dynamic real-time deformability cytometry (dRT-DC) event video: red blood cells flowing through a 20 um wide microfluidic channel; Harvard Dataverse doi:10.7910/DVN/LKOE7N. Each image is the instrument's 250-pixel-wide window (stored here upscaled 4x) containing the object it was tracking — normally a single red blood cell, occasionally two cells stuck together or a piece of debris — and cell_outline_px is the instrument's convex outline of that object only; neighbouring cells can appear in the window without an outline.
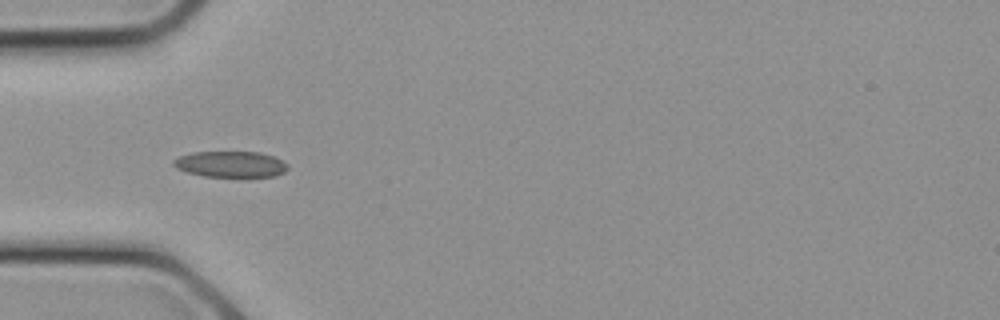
{"species": "common noctule bat (a hibernating species)", "species_latin": "Nyctalus noctula", "temperature_condition": "cold", "stored_images_in_passage": 13, "camera_frame_rate_fps": 3000, "um_per_image_px": 0.085, "animal": {"sex": "female", "body_mass_g": 21.9}, "frame": {"image": 1, "passage_image": 7, "time_ms": 2.0, "image_size_px": [1000, 320], "cell_outline_px": [[288, 168], [284, 172], [276, 176], [204, 176], [188, 172], [176, 168], [172, 164], [172, 160], [180, 156], [192, 152], [260, 152], [272, 156], [288, 164]], "centroid_in_image_um": [19.59, 13.95], "position_along_channel_um": 65.4, "area_um2": 17.17}}
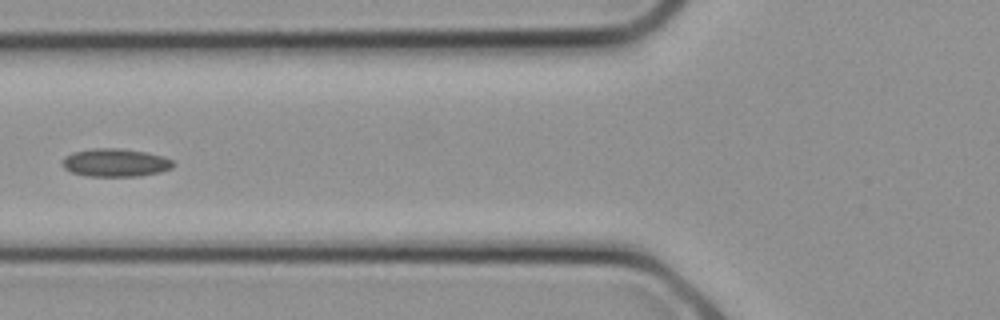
{"frame": {"image": 2, "passage_image": 9, "time_ms": 2.667, "image_size_px": [1000, 320], "cell_outline_px": [[176, 164], [172, 168], [160, 172], [140, 176], [88, 176], [72, 172], [64, 168], [60, 164], [60, 160], [64, 156], [72, 152], [92, 148], [120, 148], [148, 152], [164, 156], [172, 160]], "centroid_in_image_um": [9.8, 13.81], "position_along_channel_um": 116.0, "area_um2": 18.5}}
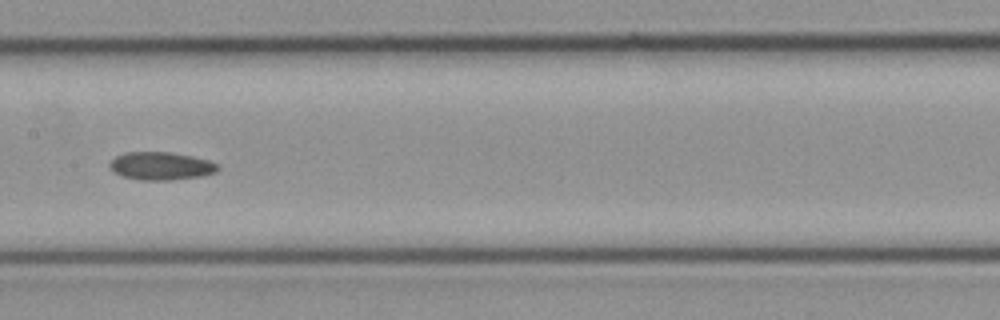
{"frame": {"image": 3, "passage_image": 12, "time_ms": 3.667, "image_size_px": [1000, 320], "cell_outline_px": [[220, 168], [216, 172], [204, 176], [172, 180], [140, 180], [124, 176], [108, 168], [108, 164], [116, 156], [124, 152], [168, 152], [192, 156], [208, 160], [220, 164]], "centroid_in_image_um": [13.72, 14.11], "position_along_channel_um": 193.7, "area_um2": 17.74}}